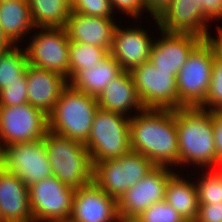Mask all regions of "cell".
Masks as SVG:
<instances>
[{
  "instance_id": "cell-1",
  "label": "cell",
  "mask_w": 222,
  "mask_h": 222,
  "mask_svg": "<svg viewBox=\"0 0 222 222\" xmlns=\"http://www.w3.org/2000/svg\"><path fill=\"white\" fill-rule=\"evenodd\" d=\"M130 118L131 150L155 166H179L175 109L144 108Z\"/></svg>"
},
{
  "instance_id": "cell-2",
  "label": "cell",
  "mask_w": 222,
  "mask_h": 222,
  "mask_svg": "<svg viewBox=\"0 0 222 222\" xmlns=\"http://www.w3.org/2000/svg\"><path fill=\"white\" fill-rule=\"evenodd\" d=\"M175 124L179 167L195 164L201 168L216 169L213 112L201 107H181L175 109Z\"/></svg>"
},
{
  "instance_id": "cell-3",
  "label": "cell",
  "mask_w": 222,
  "mask_h": 222,
  "mask_svg": "<svg viewBox=\"0 0 222 222\" xmlns=\"http://www.w3.org/2000/svg\"><path fill=\"white\" fill-rule=\"evenodd\" d=\"M98 108L96 97L68 83L48 115V130L85 144Z\"/></svg>"
},
{
  "instance_id": "cell-4",
  "label": "cell",
  "mask_w": 222,
  "mask_h": 222,
  "mask_svg": "<svg viewBox=\"0 0 222 222\" xmlns=\"http://www.w3.org/2000/svg\"><path fill=\"white\" fill-rule=\"evenodd\" d=\"M43 139L53 176L73 189L93 182V163L84 143L50 130Z\"/></svg>"
},
{
  "instance_id": "cell-5",
  "label": "cell",
  "mask_w": 222,
  "mask_h": 222,
  "mask_svg": "<svg viewBox=\"0 0 222 222\" xmlns=\"http://www.w3.org/2000/svg\"><path fill=\"white\" fill-rule=\"evenodd\" d=\"M217 55L210 39L203 40L189 55L176 77L180 108L201 107L205 103Z\"/></svg>"
},
{
  "instance_id": "cell-6",
  "label": "cell",
  "mask_w": 222,
  "mask_h": 222,
  "mask_svg": "<svg viewBox=\"0 0 222 222\" xmlns=\"http://www.w3.org/2000/svg\"><path fill=\"white\" fill-rule=\"evenodd\" d=\"M85 146L93 164L120 158L131 150L130 118L98 108Z\"/></svg>"
},
{
  "instance_id": "cell-7",
  "label": "cell",
  "mask_w": 222,
  "mask_h": 222,
  "mask_svg": "<svg viewBox=\"0 0 222 222\" xmlns=\"http://www.w3.org/2000/svg\"><path fill=\"white\" fill-rule=\"evenodd\" d=\"M155 165L137 151L129 150L118 159L93 164V182L109 196L119 198L146 176Z\"/></svg>"
},
{
  "instance_id": "cell-8",
  "label": "cell",
  "mask_w": 222,
  "mask_h": 222,
  "mask_svg": "<svg viewBox=\"0 0 222 222\" xmlns=\"http://www.w3.org/2000/svg\"><path fill=\"white\" fill-rule=\"evenodd\" d=\"M0 166L19 177L27 187L52 176L44 139L1 148Z\"/></svg>"
},
{
  "instance_id": "cell-9",
  "label": "cell",
  "mask_w": 222,
  "mask_h": 222,
  "mask_svg": "<svg viewBox=\"0 0 222 222\" xmlns=\"http://www.w3.org/2000/svg\"><path fill=\"white\" fill-rule=\"evenodd\" d=\"M25 46L28 64L56 72L70 82L69 46L65 28H37ZM69 78V79H68Z\"/></svg>"
},
{
  "instance_id": "cell-10",
  "label": "cell",
  "mask_w": 222,
  "mask_h": 222,
  "mask_svg": "<svg viewBox=\"0 0 222 222\" xmlns=\"http://www.w3.org/2000/svg\"><path fill=\"white\" fill-rule=\"evenodd\" d=\"M28 188L33 222L69 221L75 189L53 175Z\"/></svg>"
},
{
  "instance_id": "cell-11",
  "label": "cell",
  "mask_w": 222,
  "mask_h": 222,
  "mask_svg": "<svg viewBox=\"0 0 222 222\" xmlns=\"http://www.w3.org/2000/svg\"><path fill=\"white\" fill-rule=\"evenodd\" d=\"M48 131V116L30 103L0 106V149L43 139Z\"/></svg>"
},
{
  "instance_id": "cell-12",
  "label": "cell",
  "mask_w": 222,
  "mask_h": 222,
  "mask_svg": "<svg viewBox=\"0 0 222 222\" xmlns=\"http://www.w3.org/2000/svg\"><path fill=\"white\" fill-rule=\"evenodd\" d=\"M130 73L144 108H180L176 77L170 71L156 70V67L147 61Z\"/></svg>"
},
{
  "instance_id": "cell-13",
  "label": "cell",
  "mask_w": 222,
  "mask_h": 222,
  "mask_svg": "<svg viewBox=\"0 0 222 222\" xmlns=\"http://www.w3.org/2000/svg\"><path fill=\"white\" fill-rule=\"evenodd\" d=\"M174 173L172 167L155 166L119 198L118 214L138 216L152 204L165 200L166 185Z\"/></svg>"
},
{
  "instance_id": "cell-14",
  "label": "cell",
  "mask_w": 222,
  "mask_h": 222,
  "mask_svg": "<svg viewBox=\"0 0 222 222\" xmlns=\"http://www.w3.org/2000/svg\"><path fill=\"white\" fill-rule=\"evenodd\" d=\"M159 30L170 33H189L208 40L210 21L203 13V0H172L157 17L152 18Z\"/></svg>"
},
{
  "instance_id": "cell-15",
  "label": "cell",
  "mask_w": 222,
  "mask_h": 222,
  "mask_svg": "<svg viewBox=\"0 0 222 222\" xmlns=\"http://www.w3.org/2000/svg\"><path fill=\"white\" fill-rule=\"evenodd\" d=\"M160 32L162 36L154 40L149 62L156 70L170 71L177 77L189 55L204 39L189 33Z\"/></svg>"
},
{
  "instance_id": "cell-16",
  "label": "cell",
  "mask_w": 222,
  "mask_h": 222,
  "mask_svg": "<svg viewBox=\"0 0 222 222\" xmlns=\"http://www.w3.org/2000/svg\"><path fill=\"white\" fill-rule=\"evenodd\" d=\"M117 200L94 182L75 189L70 222H116Z\"/></svg>"
},
{
  "instance_id": "cell-17",
  "label": "cell",
  "mask_w": 222,
  "mask_h": 222,
  "mask_svg": "<svg viewBox=\"0 0 222 222\" xmlns=\"http://www.w3.org/2000/svg\"><path fill=\"white\" fill-rule=\"evenodd\" d=\"M125 29L116 26L110 54L124 71L131 72L134 68L149 61L154 38L138 27Z\"/></svg>"
},
{
  "instance_id": "cell-18",
  "label": "cell",
  "mask_w": 222,
  "mask_h": 222,
  "mask_svg": "<svg viewBox=\"0 0 222 222\" xmlns=\"http://www.w3.org/2000/svg\"><path fill=\"white\" fill-rule=\"evenodd\" d=\"M0 217L2 222H33L29 188L0 166Z\"/></svg>"
},
{
  "instance_id": "cell-19",
  "label": "cell",
  "mask_w": 222,
  "mask_h": 222,
  "mask_svg": "<svg viewBox=\"0 0 222 222\" xmlns=\"http://www.w3.org/2000/svg\"><path fill=\"white\" fill-rule=\"evenodd\" d=\"M113 19L70 11L65 30L70 41L103 47L110 52L117 26Z\"/></svg>"
},
{
  "instance_id": "cell-20",
  "label": "cell",
  "mask_w": 222,
  "mask_h": 222,
  "mask_svg": "<svg viewBox=\"0 0 222 222\" xmlns=\"http://www.w3.org/2000/svg\"><path fill=\"white\" fill-rule=\"evenodd\" d=\"M26 82L28 103L47 116L59 100L62 89L68 84L62 75L29 64L26 69Z\"/></svg>"
},
{
  "instance_id": "cell-21",
  "label": "cell",
  "mask_w": 222,
  "mask_h": 222,
  "mask_svg": "<svg viewBox=\"0 0 222 222\" xmlns=\"http://www.w3.org/2000/svg\"><path fill=\"white\" fill-rule=\"evenodd\" d=\"M99 108L131 118L134 111L144 109L130 72L123 71L97 97ZM129 114V115H128ZM128 115V116H127Z\"/></svg>"
},
{
  "instance_id": "cell-22",
  "label": "cell",
  "mask_w": 222,
  "mask_h": 222,
  "mask_svg": "<svg viewBox=\"0 0 222 222\" xmlns=\"http://www.w3.org/2000/svg\"><path fill=\"white\" fill-rule=\"evenodd\" d=\"M0 27L12 45L19 44L28 32L36 30L28 0L0 2Z\"/></svg>"
},
{
  "instance_id": "cell-23",
  "label": "cell",
  "mask_w": 222,
  "mask_h": 222,
  "mask_svg": "<svg viewBox=\"0 0 222 222\" xmlns=\"http://www.w3.org/2000/svg\"><path fill=\"white\" fill-rule=\"evenodd\" d=\"M123 71L120 64L109 53L91 69L81 70L69 83L74 88L97 98L111 80Z\"/></svg>"
},
{
  "instance_id": "cell-24",
  "label": "cell",
  "mask_w": 222,
  "mask_h": 222,
  "mask_svg": "<svg viewBox=\"0 0 222 222\" xmlns=\"http://www.w3.org/2000/svg\"><path fill=\"white\" fill-rule=\"evenodd\" d=\"M176 172L166 185L165 201L171 205L187 222H194L198 215L199 202L195 181L191 182Z\"/></svg>"
},
{
  "instance_id": "cell-25",
  "label": "cell",
  "mask_w": 222,
  "mask_h": 222,
  "mask_svg": "<svg viewBox=\"0 0 222 222\" xmlns=\"http://www.w3.org/2000/svg\"><path fill=\"white\" fill-rule=\"evenodd\" d=\"M36 28H65L70 14L68 0H28Z\"/></svg>"
},
{
  "instance_id": "cell-26",
  "label": "cell",
  "mask_w": 222,
  "mask_h": 222,
  "mask_svg": "<svg viewBox=\"0 0 222 222\" xmlns=\"http://www.w3.org/2000/svg\"><path fill=\"white\" fill-rule=\"evenodd\" d=\"M28 58L25 48L13 45L0 52V90L13 82H20L26 74Z\"/></svg>"
},
{
  "instance_id": "cell-27",
  "label": "cell",
  "mask_w": 222,
  "mask_h": 222,
  "mask_svg": "<svg viewBox=\"0 0 222 222\" xmlns=\"http://www.w3.org/2000/svg\"><path fill=\"white\" fill-rule=\"evenodd\" d=\"M70 81L81 71L91 69L110 52L103 47L70 41Z\"/></svg>"
},
{
  "instance_id": "cell-28",
  "label": "cell",
  "mask_w": 222,
  "mask_h": 222,
  "mask_svg": "<svg viewBox=\"0 0 222 222\" xmlns=\"http://www.w3.org/2000/svg\"><path fill=\"white\" fill-rule=\"evenodd\" d=\"M205 172L195 183L199 204L222 203V168Z\"/></svg>"
},
{
  "instance_id": "cell-29",
  "label": "cell",
  "mask_w": 222,
  "mask_h": 222,
  "mask_svg": "<svg viewBox=\"0 0 222 222\" xmlns=\"http://www.w3.org/2000/svg\"><path fill=\"white\" fill-rule=\"evenodd\" d=\"M201 108L222 112V59L217 55L212 67V76L205 103Z\"/></svg>"
},
{
  "instance_id": "cell-30",
  "label": "cell",
  "mask_w": 222,
  "mask_h": 222,
  "mask_svg": "<svg viewBox=\"0 0 222 222\" xmlns=\"http://www.w3.org/2000/svg\"><path fill=\"white\" fill-rule=\"evenodd\" d=\"M138 217L142 222H187V220L165 200L152 204L139 214Z\"/></svg>"
},
{
  "instance_id": "cell-31",
  "label": "cell",
  "mask_w": 222,
  "mask_h": 222,
  "mask_svg": "<svg viewBox=\"0 0 222 222\" xmlns=\"http://www.w3.org/2000/svg\"><path fill=\"white\" fill-rule=\"evenodd\" d=\"M70 10L75 13L93 17L113 18L110 0H71Z\"/></svg>"
},
{
  "instance_id": "cell-32",
  "label": "cell",
  "mask_w": 222,
  "mask_h": 222,
  "mask_svg": "<svg viewBox=\"0 0 222 222\" xmlns=\"http://www.w3.org/2000/svg\"><path fill=\"white\" fill-rule=\"evenodd\" d=\"M26 74L20 82H13L0 90V106H18L28 103Z\"/></svg>"
},
{
  "instance_id": "cell-33",
  "label": "cell",
  "mask_w": 222,
  "mask_h": 222,
  "mask_svg": "<svg viewBox=\"0 0 222 222\" xmlns=\"http://www.w3.org/2000/svg\"><path fill=\"white\" fill-rule=\"evenodd\" d=\"M113 10H121L132 19L138 20V16L146 10L144 0H110Z\"/></svg>"
},
{
  "instance_id": "cell-34",
  "label": "cell",
  "mask_w": 222,
  "mask_h": 222,
  "mask_svg": "<svg viewBox=\"0 0 222 222\" xmlns=\"http://www.w3.org/2000/svg\"><path fill=\"white\" fill-rule=\"evenodd\" d=\"M194 222H222V203L199 204Z\"/></svg>"
},
{
  "instance_id": "cell-35",
  "label": "cell",
  "mask_w": 222,
  "mask_h": 222,
  "mask_svg": "<svg viewBox=\"0 0 222 222\" xmlns=\"http://www.w3.org/2000/svg\"><path fill=\"white\" fill-rule=\"evenodd\" d=\"M213 132L217 154V169L222 168V112H213Z\"/></svg>"
},
{
  "instance_id": "cell-36",
  "label": "cell",
  "mask_w": 222,
  "mask_h": 222,
  "mask_svg": "<svg viewBox=\"0 0 222 222\" xmlns=\"http://www.w3.org/2000/svg\"><path fill=\"white\" fill-rule=\"evenodd\" d=\"M203 13L210 22L222 19V0H203Z\"/></svg>"
},
{
  "instance_id": "cell-37",
  "label": "cell",
  "mask_w": 222,
  "mask_h": 222,
  "mask_svg": "<svg viewBox=\"0 0 222 222\" xmlns=\"http://www.w3.org/2000/svg\"><path fill=\"white\" fill-rule=\"evenodd\" d=\"M172 0H144L146 10L153 18H157Z\"/></svg>"
},
{
  "instance_id": "cell-38",
  "label": "cell",
  "mask_w": 222,
  "mask_h": 222,
  "mask_svg": "<svg viewBox=\"0 0 222 222\" xmlns=\"http://www.w3.org/2000/svg\"><path fill=\"white\" fill-rule=\"evenodd\" d=\"M217 38L215 37H210V40L214 43V45L216 46V49H217V53H218V56L222 59V26H218L217 27Z\"/></svg>"
},
{
  "instance_id": "cell-39",
  "label": "cell",
  "mask_w": 222,
  "mask_h": 222,
  "mask_svg": "<svg viewBox=\"0 0 222 222\" xmlns=\"http://www.w3.org/2000/svg\"><path fill=\"white\" fill-rule=\"evenodd\" d=\"M13 45L9 42V40L5 37L0 27V52L5 51L12 47Z\"/></svg>"
},
{
  "instance_id": "cell-40",
  "label": "cell",
  "mask_w": 222,
  "mask_h": 222,
  "mask_svg": "<svg viewBox=\"0 0 222 222\" xmlns=\"http://www.w3.org/2000/svg\"><path fill=\"white\" fill-rule=\"evenodd\" d=\"M116 222H142L138 216H126L118 214Z\"/></svg>"
}]
</instances>
